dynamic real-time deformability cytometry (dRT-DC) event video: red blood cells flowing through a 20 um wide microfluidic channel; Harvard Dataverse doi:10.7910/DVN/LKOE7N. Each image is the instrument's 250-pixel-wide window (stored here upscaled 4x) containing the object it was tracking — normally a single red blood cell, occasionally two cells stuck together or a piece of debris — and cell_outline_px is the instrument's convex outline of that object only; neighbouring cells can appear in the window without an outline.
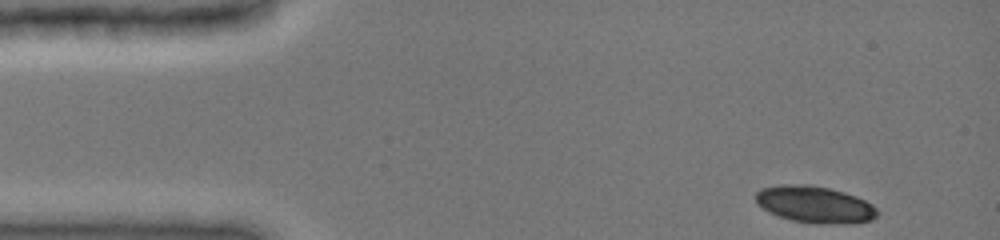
{"species": "common noctule bat (a hibernating species)", "species_latin": "Nyctalus noctula", "temperature_condition": "cold", "stored_images_in_passage": 24, "camera_frame_rate_fps": 3000, "um_per_image_px": 0.085, "animal": {"sex": "female", "body_mass_g": 19.0, "forearm_length_mm": 51.5}, "frame": {"image": 1, "passage_image": 1, "time_ms": 0.0, "image_size_px": [1000, 240], "cell_outline_px": [[876, 216], [872, 220], [844, 224], [816, 224], [792, 220], [768, 212], [756, 200], [756, 192], [760, 188], [780, 184], [808, 184], [828, 188], [844, 192], [856, 196], [872, 204], [876, 208]], "centroid_in_image_um": [69.25, 17.37], "position_along_channel_um": 15.8, "area_um2": 26.01}}
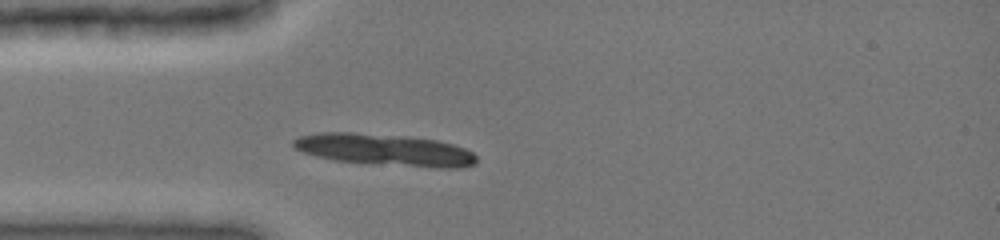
{"frame": {"image": 2, "passage_image": 16, "time_ms": 3.0, "image_size_px": [1000, 240], "cell_outline_px": [[476, 164], [460, 168], [436, 168], [336, 160], [316, 156], [304, 152], [296, 148], [292, 144], [292, 140], [300, 136], [320, 132], [352, 132], [404, 136], [436, 140], [452, 144], [464, 148], [472, 152], [476, 156]], "centroid_in_image_um": [32.73, 12.73], "position_along_channel_um": 52.3, "area_um2": 33.58}}